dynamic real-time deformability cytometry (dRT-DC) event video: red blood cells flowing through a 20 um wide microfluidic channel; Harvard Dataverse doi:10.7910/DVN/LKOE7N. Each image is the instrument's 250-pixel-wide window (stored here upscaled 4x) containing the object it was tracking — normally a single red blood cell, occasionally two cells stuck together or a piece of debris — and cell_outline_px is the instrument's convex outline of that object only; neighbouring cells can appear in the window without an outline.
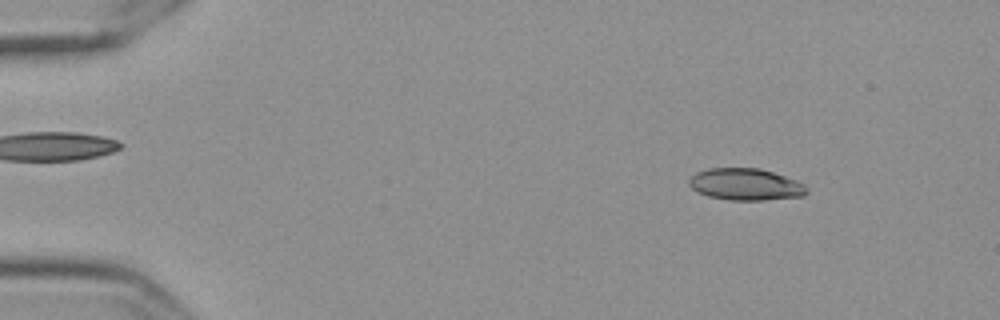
{"species": "Egyptian fruit bat (a non-hibernating species)", "species_latin": "Rousettus aegyptiacus", "temperature_condition": "cold", "stored_images_in_passage": 58, "camera_frame_rate_fps": 3000, "um_per_image_px": 0.085, "frame": {"image": 1, "passage_image": 8, "time_ms": 2.333, "image_size_px": [1000, 320], "cell_outline_px": [[808, 192], [804, 196], [764, 200], [728, 200], [708, 196], [696, 192], [688, 184], [688, 180], [696, 172], [708, 168], [760, 168], [796, 180], [804, 184], [808, 188]], "centroid_in_image_um": [63.36, 15.68], "position_along_channel_um": 21.6, "area_um2": 21.96}}
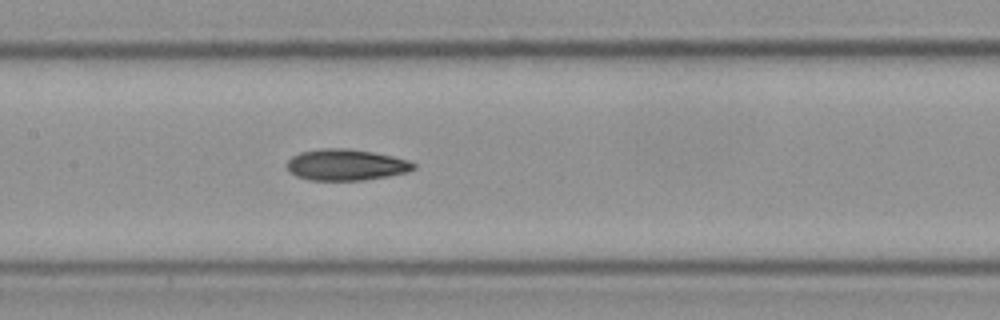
{"frame": {"image": 2, "passage_image": 29, "time_ms": 9.333, "image_size_px": [1000, 320], "cell_outline_px": [[416, 168], [408, 172], [388, 176], [364, 180], [308, 180], [296, 176], [288, 172], [284, 164], [292, 156], [300, 152], [320, 148], [348, 148], [372, 152], [392, 156], [408, 160], [416, 164]], "centroid_in_image_um": [29.37, 14.01], "position_along_channel_um": 178.0, "area_um2": 23.35}}
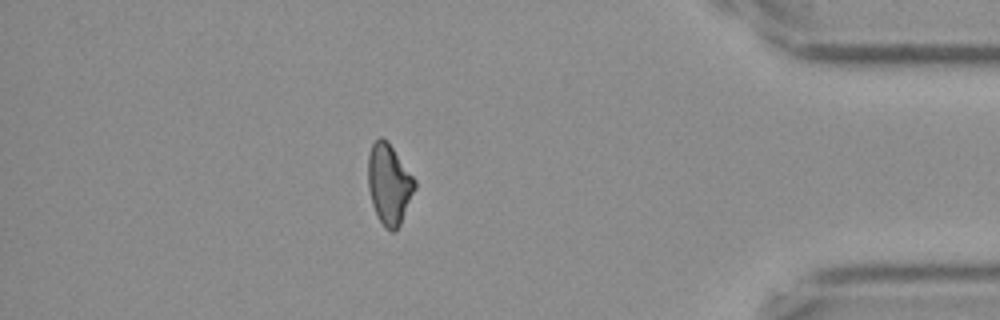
{"frame": {"image": 3, "passage_image": 51, "time_ms": 16.667, "image_size_px": [1000, 320], "cell_outline_px": [[416, 188], [400, 224], [396, 232], [392, 232], [384, 228], [376, 216], [372, 204], [368, 188], [368, 156], [372, 144], [380, 136], [384, 136], [388, 140], [416, 180]], "centroid_in_image_um": [33.07, 15.65], "position_along_channel_um": 402.1, "area_um2": 22.25}, "authors_computed_cell_mechanics": {"area_um2": 22.253, "velocity_mm_per_s": 3.557, "shape_relaxation_time_tau1_ms": 7.7897, "shape_relaxation_time_tau2_ms": 10.3752, "deformation_change_tau1": 0.1513, "deformation_change_tau2": 0.172}}